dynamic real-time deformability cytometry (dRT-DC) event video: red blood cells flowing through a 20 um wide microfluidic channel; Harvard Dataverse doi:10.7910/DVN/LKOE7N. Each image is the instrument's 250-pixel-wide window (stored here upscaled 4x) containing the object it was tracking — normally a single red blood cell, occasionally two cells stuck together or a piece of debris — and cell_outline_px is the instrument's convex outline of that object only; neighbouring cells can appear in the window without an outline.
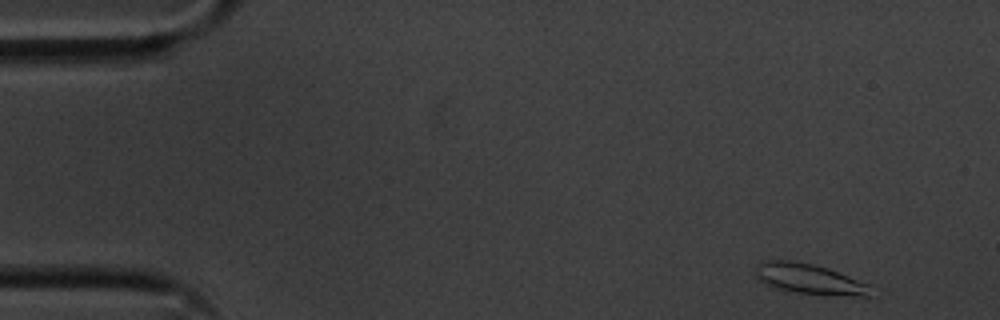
{"species": "common noctule bat (a hibernating species)", "species_latin": "Nyctalus noctula", "temperature_condition": "cold", "stored_images_in_passage": 54, "camera_frame_rate_fps": 3000, "um_per_image_px": 0.085, "animal": {"sex": "male", "body_mass_g": 20.1, "forearm_length_mm": 53.5}, "frame": {"image": 1, "passage_image": 2, "time_ms": 0.333, "image_size_px": [1000, 320], "cell_outline_px": [[884, 292], [872, 296], [824, 296], [796, 292], [772, 288], [760, 280], [756, 276], [756, 264], [764, 260], [788, 260], [812, 264], [828, 268], [872, 284]], "centroid_in_image_um": [69.0, 23.76], "position_along_channel_um": 16.0, "area_um2": 21.44}}
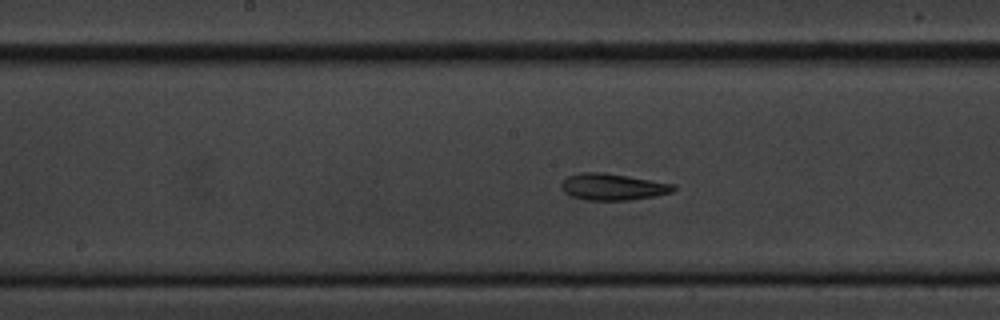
{"frame": {"image": 2, "passage_image": 26, "time_ms": 8.333, "image_size_px": [1000, 320], "cell_outline_px": [[676, 188], [672, 192], [656, 196], [628, 200], [584, 200], [572, 196], [564, 192], [560, 188], [560, 184], [568, 176], [580, 172], [600, 172], [628, 176], [672, 184]], "centroid_in_image_um": [52.04, 15.89], "position_along_channel_um": 196.2, "area_um2": 17.28}}
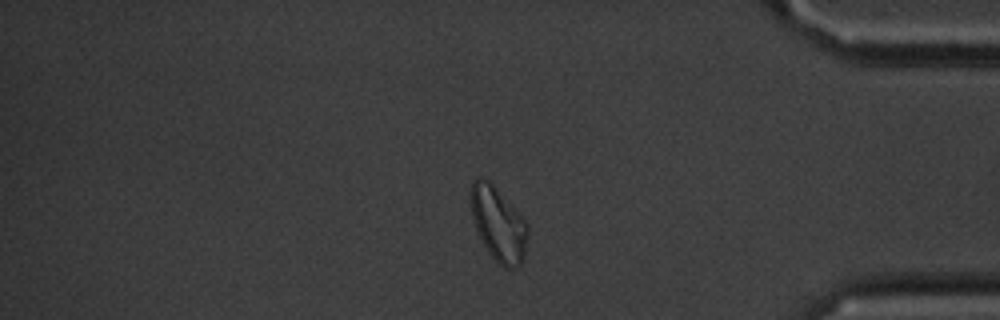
{"frame": {"image": 3, "passage_image": 45, "time_ms": 14.667, "image_size_px": [1000, 320], "cell_outline_px": [[528, 232], [524, 256], [520, 264], [516, 268], [504, 268], [488, 252], [476, 228], [472, 216], [468, 200], [468, 192], [472, 180], [476, 176], [480, 176], [488, 180], [492, 184], [528, 224]], "centroid_in_image_um": [42.31, 19.0], "position_along_channel_um": 392.9, "area_um2": 24.57}, "authors_computed_cell_mechanics": {"area_um2": 18.1492, "velocity_mm_per_s": 3.521, "shape_relaxation_time_tau1_ms": 3.7407, "shape_relaxation_time_tau2_ms": 2.6255, "deformation_change_tau1": 0.1626, "deformation_change_tau2": 0.1119}}